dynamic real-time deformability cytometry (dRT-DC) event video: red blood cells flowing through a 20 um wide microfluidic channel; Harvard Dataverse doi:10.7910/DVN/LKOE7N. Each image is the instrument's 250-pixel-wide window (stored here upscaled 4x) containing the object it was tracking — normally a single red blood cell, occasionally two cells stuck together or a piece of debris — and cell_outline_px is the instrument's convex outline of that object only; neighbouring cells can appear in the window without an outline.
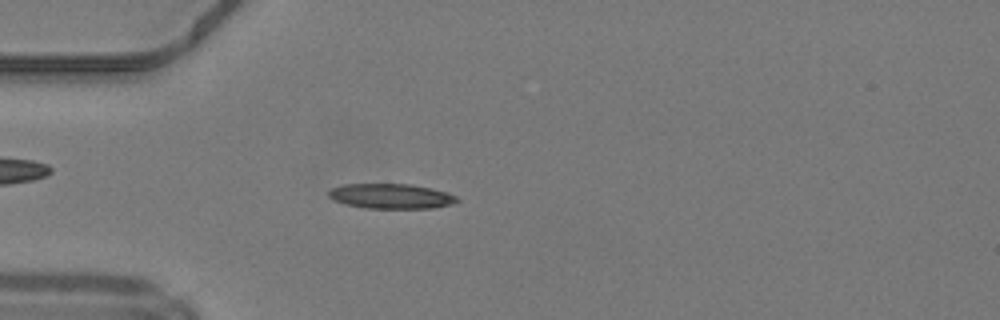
{"species": "common noctule bat (a hibernating species)", "species_latin": "Nyctalus noctula", "temperature_condition": "warm", "stored_images_in_passage": 41, "camera_frame_rate_fps": 3000, "um_per_image_px": 0.085, "animal": {"sex": "male", "body_mass_g": 19.2, "forearm_length_mm": 51.8}, "frame": {"image": 1, "passage_image": 7, "time_ms": 2.0, "image_size_px": [1000, 320], "cell_outline_px": [[460, 200], [452, 204], [432, 208], [368, 208], [344, 204], [328, 196], [328, 188], [344, 184], [412, 184], [432, 188], [448, 192], [456, 196]], "centroid_in_image_um": [33.24, 16.66], "position_along_channel_um": 51.8, "area_um2": 18.79}}
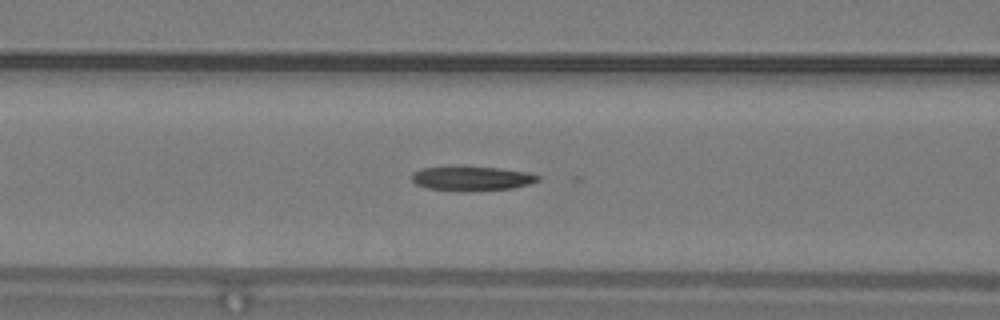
{"frame": {"image": 2, "passage_image": 13, "time_ms": 4.0, "image_size_px": [1000, 320], "cell_outline_px": [[540, 180], [532, 184], [512, 188], [464, 192], [460, 192], [428, 188], [416, 184], [412, 180], [412, 172], [420, 168], [448, 164], [500, 168], [532, 172], [540, 176]], "centroid_in_image_um": [40.09, 15.14], "position_along_channel_um": 126.5, "area_um2": 19.02}}
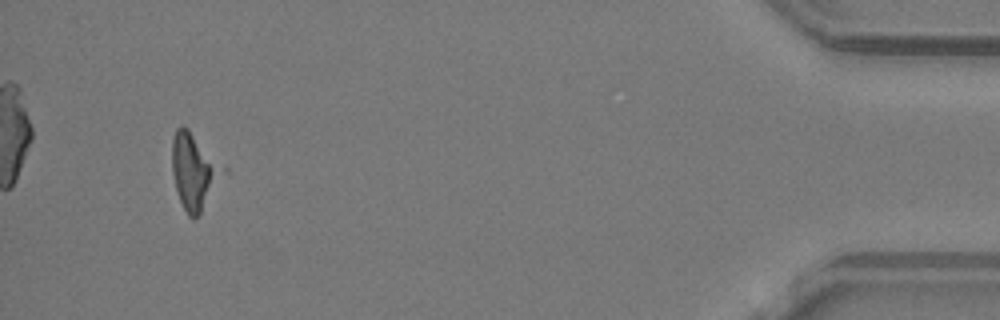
{"frame": {"image": 3, "passage_image": 39, "time_ms": 12.667, "image_size_px": [1000, 320], "cell_outline_px": [[216, 172], [200, 216], [188, 216], [180, 200], [176, 188], [172, 172], [172, 140], [176, 128], [180, 124], [184, 124], [188, 128], [216, 168]], "centroid_in_image_um": [16.24, 14.53], "position_along_channel_um": 419.0, "area_um2": 19.31}}